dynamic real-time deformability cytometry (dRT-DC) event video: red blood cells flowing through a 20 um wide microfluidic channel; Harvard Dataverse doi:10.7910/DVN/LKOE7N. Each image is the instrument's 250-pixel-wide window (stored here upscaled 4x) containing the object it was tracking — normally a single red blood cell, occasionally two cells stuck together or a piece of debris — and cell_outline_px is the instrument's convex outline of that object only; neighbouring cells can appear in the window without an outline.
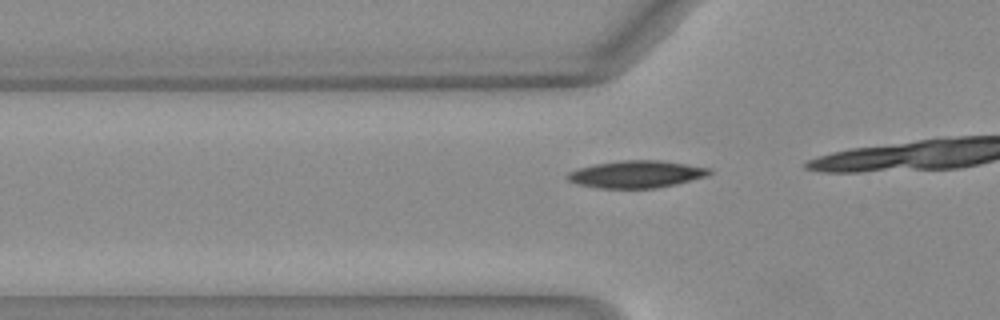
{"species": "Egyptian fruit bat (a non-hibernating species)", "species_latin": "Rousettus aegyptiacus", "temperature_condition": "warm", "stored_images_in_passage": 16, "camera_frame_rate_fps": 3000, "um_per_image_px": 0.085, "animal": {"sex": "female"}, "frame": {"image": 1, "passage_image": 11, "time_ms": 3.333, "image_size_px": [1000, 320], "cell_outline_px": [[712, 172], [708, 176], [676, 184], [656, 188], [596, 188], [576, 184], [568, 180], [564, 176], [568, 172], [580, 168], [596, 164], [620, 160], [660, 160], [712, 168]], "centroid_in_image_um": [54.09, 14.81], "position_along_channel_um": 71.7, "area_um2": 22.66}}